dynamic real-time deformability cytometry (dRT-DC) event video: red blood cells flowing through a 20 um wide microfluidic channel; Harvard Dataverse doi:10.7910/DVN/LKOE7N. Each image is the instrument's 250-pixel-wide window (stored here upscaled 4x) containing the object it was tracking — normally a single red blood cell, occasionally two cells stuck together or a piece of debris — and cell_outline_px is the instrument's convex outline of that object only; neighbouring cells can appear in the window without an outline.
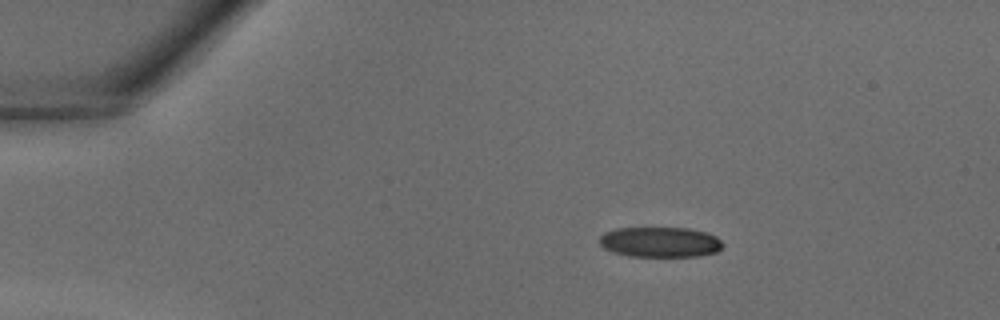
{"species": "common noctule bat (a hibernating species)", "species_latin": "Nyctalus noctula", "temperature_condition": "warm", "stored_images_in_passage": 33, "camera_frame_rate_fps": 3000, "um_per_image_px": 0.085, "animal": {"sex": "male", "body_mass_g": 18.8}, "frame": {"image": 1, "passage_image": 1, "time_ms": 0.0, "image_size_px": [1000, 320], "cell_outline_px": [[724, 244], [716, 252], [700, 256], [628, 256], [612, 252], [604, 248], [600, 244], [600, 236], [604, 232], [616, 228], [688, 228], [708, 232], [716, 236]], "centroid_in_image_um": [56.11, 20.57], "position_along_channel_um": 28.9, "area_um2": 21.85}}
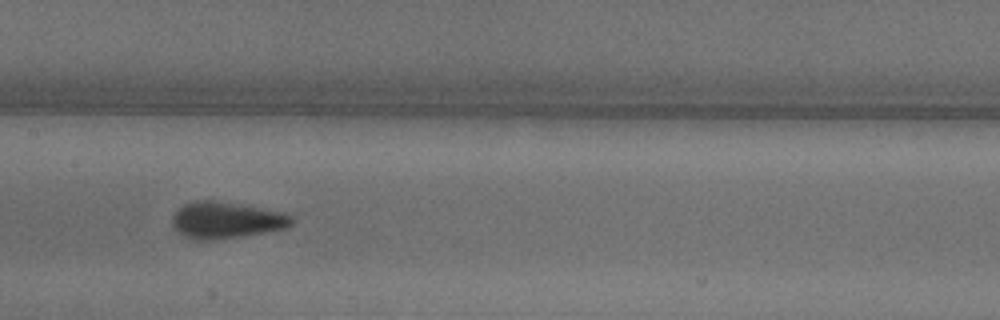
{"frame": {"image": 2, "passage_image": 14, "time_ms": 4.333, "image_size_px": [1000, 320], "cell_outline_px": [[296, 220], [292, 224], [284, 228], [264, 232], [240, 236], [212, 240], [188, 240], [176, 232], [172, 228], [172, 216], [184, 204], [196, 200], [212, 200], [288, 212]], "centroid_in_image_um": [19.2, 18.72], "position_along_channel_um": 188.2, "area_um2": 25.72}}
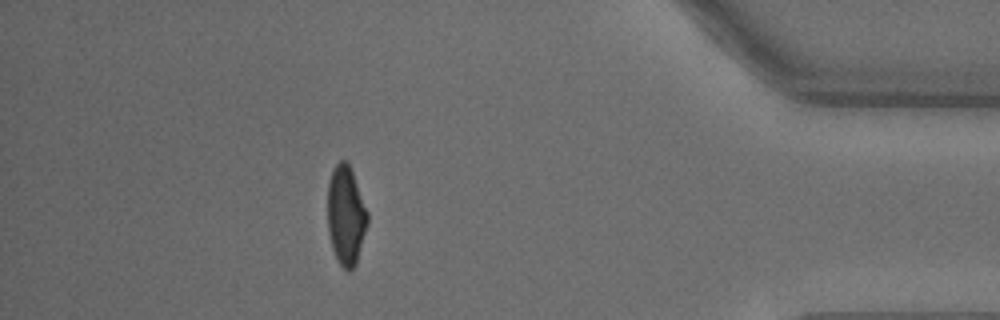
{"frame": {"image": 3, "passage_image": 29, "time_ms": 9.333, "image_size_px": [1000, 320], "cell_outline_px": [[368, 224], [356, 264], [348, 272], [340, 264], [332, 248], [328, 232], [328, 180], [332, 168], [340, 160], [348, 160], [368, 212]], "centroid_in_image_um": [29.4, 18.27], "position_along_channel_um": 405.8, "area_um2": 23.24}}